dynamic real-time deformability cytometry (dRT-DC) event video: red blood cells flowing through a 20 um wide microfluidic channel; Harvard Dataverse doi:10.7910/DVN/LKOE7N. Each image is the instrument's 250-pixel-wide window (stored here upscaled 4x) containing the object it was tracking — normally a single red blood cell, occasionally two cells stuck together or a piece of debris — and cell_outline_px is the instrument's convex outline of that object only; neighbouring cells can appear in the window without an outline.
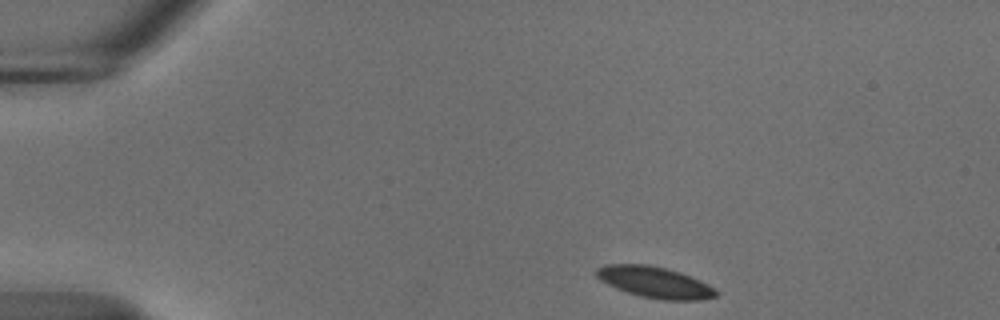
{"species": "common noctule bat (a hibernating species)", "species_latin": "Nyctalus noctula", "temperature_condition": "cold", "stored_images_in_passage": 47, "camera_frame_rate_fps": 3000, "um_per_image_px": 0.085, "animal": {"sex": "male", "body_mass_g": 18.8}, "frame": {"image": 1, "passage_image": 1, "time_ms": 0.0, "image_size_px": [1000, 320], "cell_outline_px": [[720, 292], [716, 296], [704, 300], [664, 300], [640, 296], [616, 288], [600, 280], [596, 276], [596, 268], [604, 264], [648, 264], [668, 268], [680, 272], [700, 280], [708, 284]], "centroid_in_image_um": [55.68, 23.98], "position_along_channel_um": 29.3, "area_um2": 21.91}}
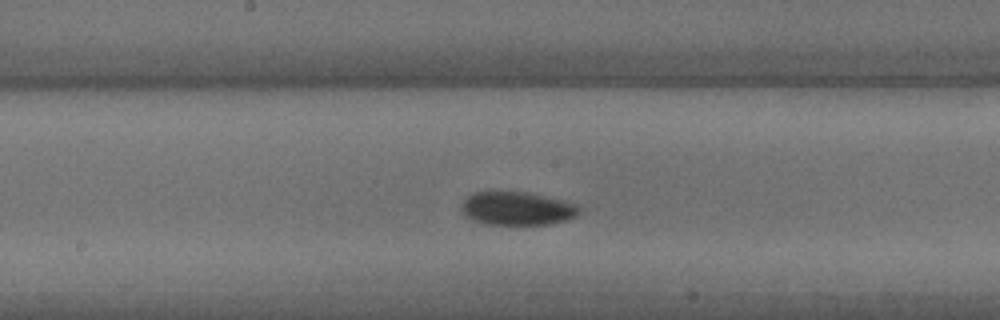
{"frame": {"image": 2, "passage_image": 21, "time_ms": 6.667, "image_size_px": [1000, 320], "cell_outline_px": [[580, 212], [568, 220], [548, 224], [488, 224], [464, 216], [460, 208], [464, 200], [468, 196], [476, 192], [528, 192], [564, 200], [576, 204], [580, 208]], "centroid_in_image_um": [43.97, 17.71], "position_along_channel_um": 204.2, "area_um2": 22.77}}
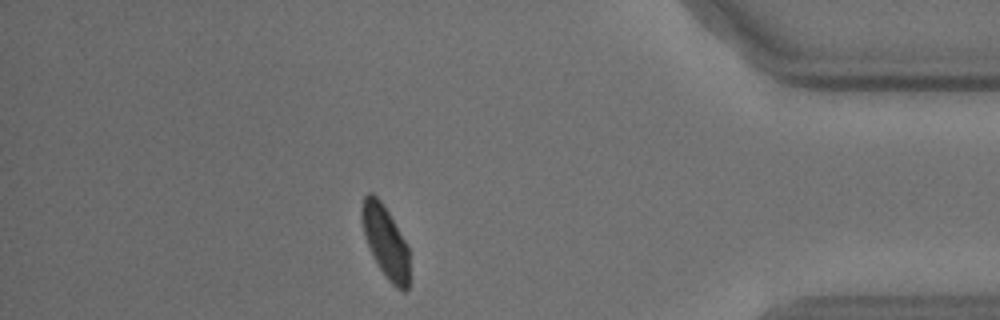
{"frame": {"image": 3, "passage_image": 40, "time_ms": 13.0, "image_size_px": [1000, 320], "cell_outline_px": [[408, 288], [404, 292], [396, 288], [388, 280], [380, 268], [368, 244], [364, 232], [360, 212], [360, 208], [364, 196], [368, 192], [372, 192], [380, 200], [388, 212], [404, 240], [408, 248]], "centroid_in_image_um": [32.75, 20.52], "position_along_channel_um": 402.5, "area_um2": 19.48}, "authors_computed_cell_mechanics": {"area_um2": 22.1374, "velocity_mm_per_s": 3.6594, "shape_relaxation_time_tau1_ms": 5.0009, "shape_relaxation_time_tau2_ms": null, "deformation_change_tau1": 0.0859, "deformation_change_tau2": null}}